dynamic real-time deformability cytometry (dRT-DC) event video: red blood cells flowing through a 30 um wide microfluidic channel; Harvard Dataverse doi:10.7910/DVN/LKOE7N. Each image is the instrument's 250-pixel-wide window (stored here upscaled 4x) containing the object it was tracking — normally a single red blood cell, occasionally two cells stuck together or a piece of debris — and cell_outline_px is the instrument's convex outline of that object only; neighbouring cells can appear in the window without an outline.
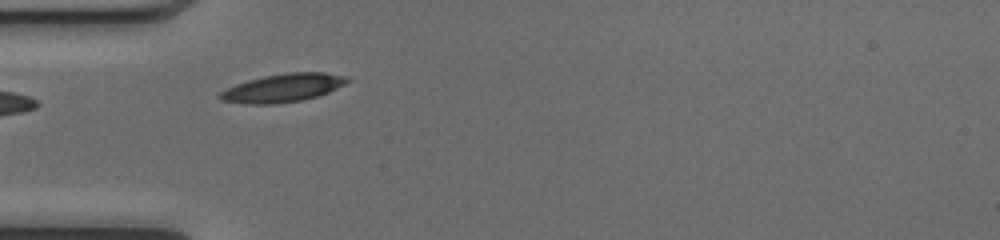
{"species": "common noctule bat (a hibernating species)", "species_latin": "Nyctalus noctula", "temperature_condition": "cold", "stored_images_in_passage": 19, "camera_frame_rate_fps": 3000, "um_per_image_px": 0.085, "animal": {"sex": "female", "body_mass_g": 17.0, "forearm_length_mm": 48.0}, "frame": {"image": 1, "passage_image": 1, "time_ms": 0.0, "image_size_px": [1000, 240], "cell_outline_px": [[352, 80], [320, 96], [300, 100], [272, 104], [248, 104], [220, 100], [216, 96], [220, 92], [236, 84], [248, 80], [264, 76], [288, 72], [324, 72], [348, 76]], "centroid_in_image_um": [24.07, 7.46], "position_along_channel_um": 60.9, "area_um2": 20.98}}
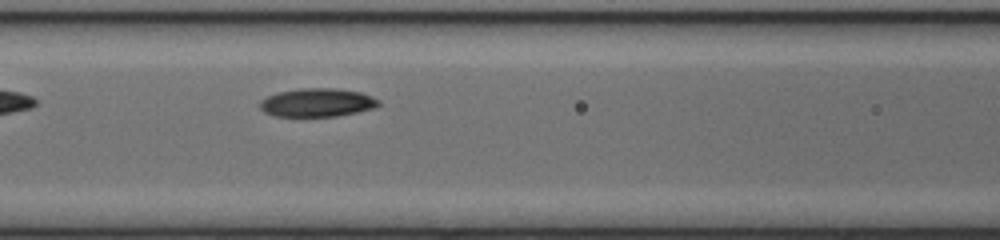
{"frame": {"image": 2, "passage_image": 7, "time_ms": 2.0, "image_size_px": [1000, 240], "cell_outline_px": [[380, 104], [372, 108], [356, 112], [336, 116], [276, 116], [264, 112], [260, 108], [260, 100], [268, 96], [280, 92], [300, 88], [336, 88], [360, 92], [372, 96], [380, 100]], "centroid_in_image_um": [26.96, 8.71], "position_along_channel_um": 139.6, "area_um2": 19.54}}
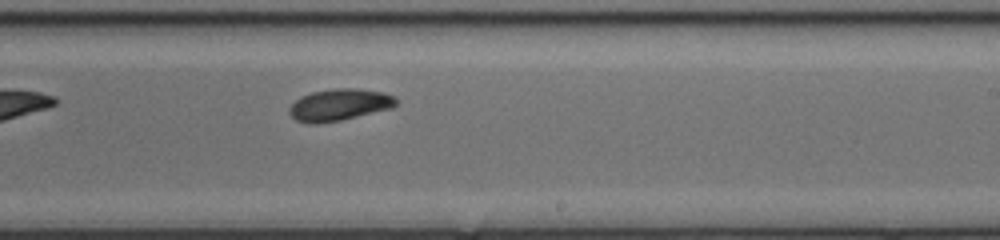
{"frame": {"image": 3, "passage_image": 16, "time_ms": 5.0, "image_size_px": [1000, 240], "cell_outline_px": [[396, 104], [392, 108], [340, 120], [316, 124], [308, 124], [296, 120], [288, 112], [288, 108], [300, 96], [312, 92], [336, 88], [356, 88], [384, 92], [396, 96]], "centroid_in_image_um": [28.83, 8.9], "position_along_channel_um": 260.2, "area_um2": 19.83}}